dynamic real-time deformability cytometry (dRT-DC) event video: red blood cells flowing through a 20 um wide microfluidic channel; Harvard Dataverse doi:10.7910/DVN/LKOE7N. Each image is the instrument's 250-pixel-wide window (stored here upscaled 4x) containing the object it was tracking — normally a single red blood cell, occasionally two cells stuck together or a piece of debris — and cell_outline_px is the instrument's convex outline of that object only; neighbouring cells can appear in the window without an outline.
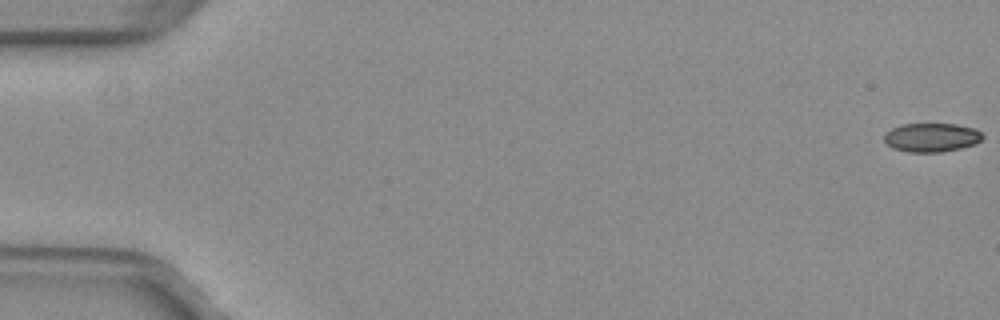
{"species": "common noctule bat (a hibernating species)", "species_latin": "Nyctalus noctula", "temperature_condition": "warm", "stored_images_in_passage": 52, "camera_frame_rate_fps": 3000, "um_per_image_px": 0.085, "animal": {"sex": "female", "body_mass_g": 29.2, "forearm_length_mm": 56.3}, "frame": {"image": 1, "passage_image": 1, "time_ms": 0.0, "image_size_px": [1000, 320], "cell_outline_px": [[984, 136], [976, 144], [960, 148], [940, 152], [908, 152], [892, 148], [884, 140], [884, 136], [892, 128], [900, 124], [956, 124], [976, 128]], "centroid_in_image_um": [79.2, 11.68], "position_along_channel_um": 5.8, "area_um2": 16.53}}
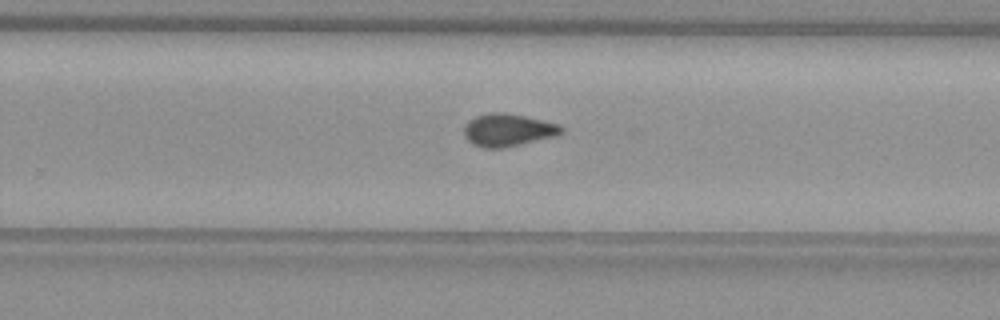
{"frame": {"image": 2, "passage_image": 35, "time_ms": 11.333, "image_size_px": [1000, 320], "cell_outline_px": [[564, 132], [556, 136], [520, 144], [500, 148], [484, 148], [472, 144], [464, 136], [464, 124], [468, 120], [476, 116], [496, 112], [504, 112], [524, 116], [560, 124], [564, 128]], "centroid_in_image_um": [43.17, 11.05], "position_along_channel_um": 286.6, "area_um2": 18.5}}
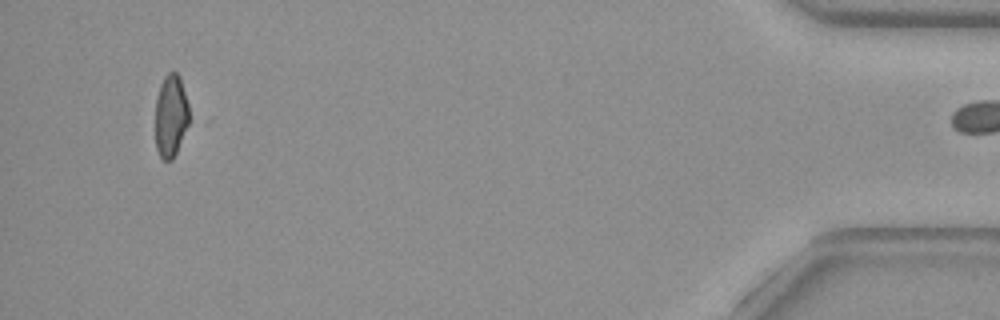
{"frame": {"image": 3, "passage_image": 51, "time_ms": 16.667, "image_size_px": [1000, 320], "cell_outline_px": [[188, 124], [176, 152], [172, 160], [164, 160], [160, 156], [156, 148], [156, 100], [160, 84], [164, 76], [168, 72], [176, 72], [180, 76], [188, 104]], "centroid_in_image_um": [14.51, 9.81], "position_along_channel_um": 420.7, "area_um2": 16.07}}